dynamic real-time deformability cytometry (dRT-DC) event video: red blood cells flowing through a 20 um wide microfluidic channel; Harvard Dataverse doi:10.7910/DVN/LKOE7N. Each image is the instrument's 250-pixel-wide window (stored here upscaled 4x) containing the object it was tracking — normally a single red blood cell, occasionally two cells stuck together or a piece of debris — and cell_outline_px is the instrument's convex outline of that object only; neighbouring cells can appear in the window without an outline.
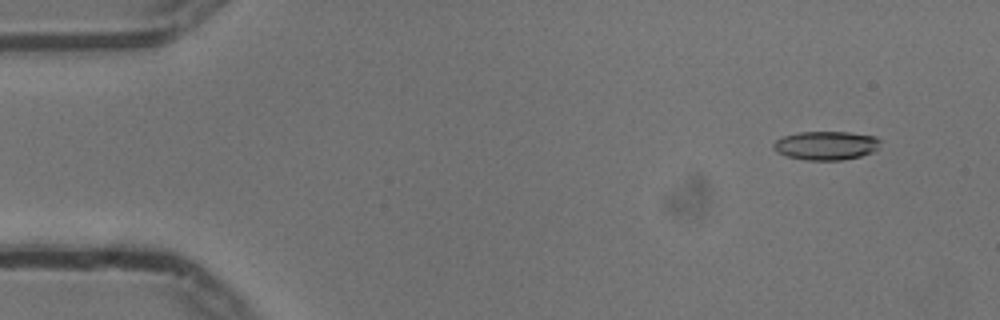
{"species": "common noctule bat (a hibernating species)", "species_latin": "Nyctalus noctula", "temperature_condition": "cold", "stored_images_in_passage": 16, "camera_frame_rate_fps": 3000, "um_per_image_px": 0.085, "animal": {"sex": "male", "body_mass_g": 13.3}, "frame": {"image": 1, "passage_image": 3, "time_ms": 0.667, "image_size_px": [1000, 320], "cell_outline_px": [[880, 140], [876, 148], [872, 152], [860, 156], [840, 160], [808, 160], [788, 156], [776, 152], [772, 148], [772, 144], [776, 140], [784, 136], [800, 132], [848, 132], [876, 136]], "centroid_in_image_um": [70.18, 12.36], "position_along_channel_um": 14.8, "area_um2": 17.74}}
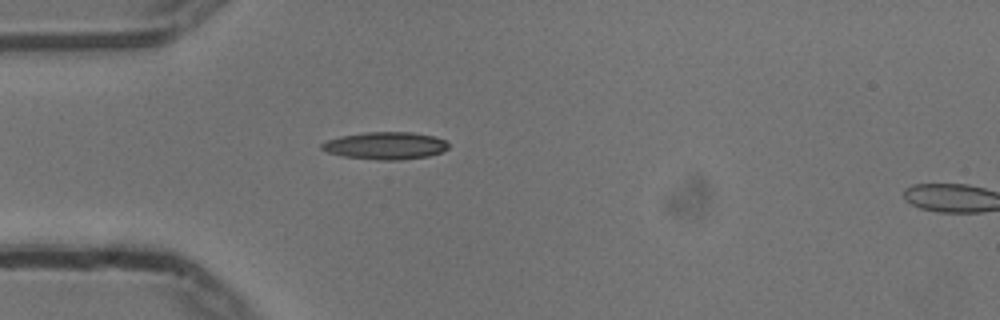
{"frame": {"image": 2, "passage_image": 14, "time_ms": 4.333, "image_size_px": [1000, 320], "cell_outline_px": [[448, 148], [440, 152], [428, 156], [400, 160], [376, 160], [344, 156], [328, 152], [320, 148], [320, 144], [328, 140], [340, 136], [364, 132], [412, 132], [432, 136], [444, 140], [448, 144]], "centroid_in_image_um": [32.73, 12.38], "position_along_channel_um": 52.3, "area_um2": 20.11}}